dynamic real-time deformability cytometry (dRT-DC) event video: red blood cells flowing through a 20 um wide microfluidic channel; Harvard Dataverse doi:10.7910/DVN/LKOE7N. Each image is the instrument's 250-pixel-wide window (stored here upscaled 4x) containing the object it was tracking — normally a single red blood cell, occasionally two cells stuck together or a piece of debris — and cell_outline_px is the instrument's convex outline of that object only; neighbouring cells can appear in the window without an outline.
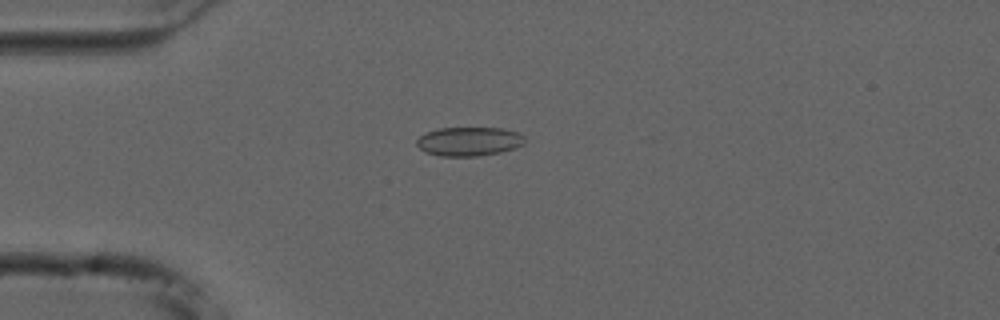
{"species": "common noctule bat (a hibernating species)", "species_latin": "Nyctalus noctula", "temperature_condition": "cold", "stored_images_in_passage": 15, "camera_frame_rate_fps": 3000, "um_per_image_px": 0.085, "animal": {"sex": "male", "forearm_length_mm": 52.5}, "frame": {"image": 1, "passage_image": 5, "time_ms": 1.333, "image_size_px": [1000, 320], "cell_outline_px": [[524, 144], [500, 152], [476, 156], [440, 156], [424, 152], [416, 144], [416, 140], [420, 136], [428, 132], [440, 128], [500, 128], [516, 132], [524, 136]], "centroid_in_image_um": [39.83, 12.02], "position_along_channel_um": 45.2, "area_um2": 18.03}}
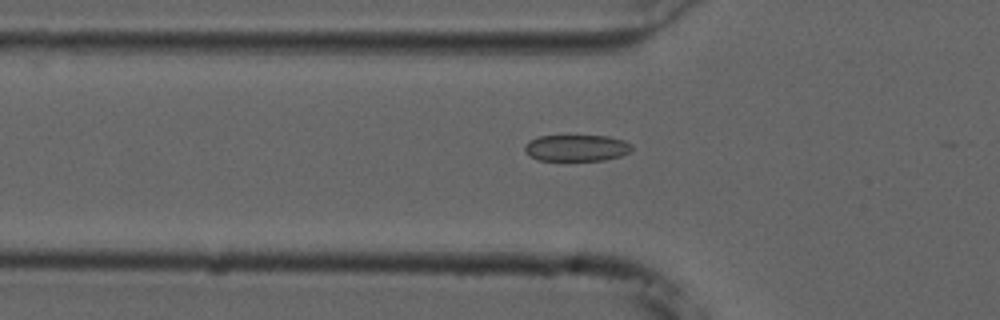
{"frame": {"image": 2, "passage_image": 9, "time_ms": 2.667, "image_size_px": [1000, 320], "cell_outline_px": [[632, 148], [628, 152], [620, 156], [604, 160], [536, 160], [524, 152], [524, 144], [528, 140], [540, 136], [608, 136], [624, 140], [632, 144]], "centroid_in_image_um": [48.97, 12.57], "position_along_channel_um": 76.8, "area_um2": 16.59}}
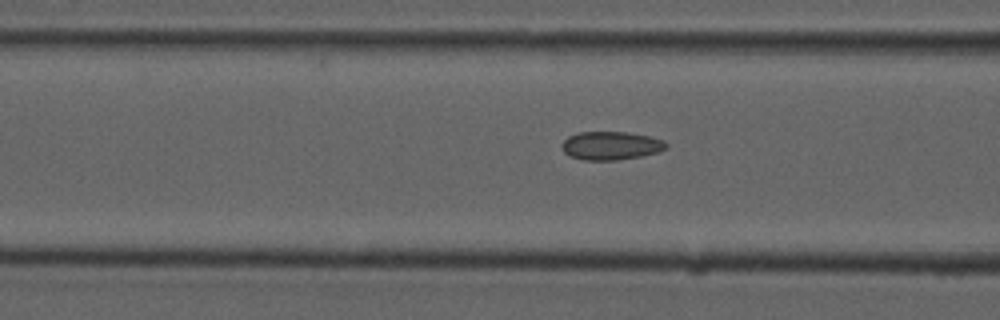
{"frame": {"image": 3, "passage_image": 12, "time_ms": 3.667, "image_size_px": [1000, 320], "cell_outline_px": [[668, 144], [664, 148], [656, 152], [640, 156], [616, 160], [584, 160], [568, 156], [564, 152], [564, 140], [568, 136], [580, 132], [628, 132], [648, 136], [664, 140]], "centroid_in_image_um": [51.91, 12.38], "position_along_channel_um": 114.7, "area_um2": 16.99}}